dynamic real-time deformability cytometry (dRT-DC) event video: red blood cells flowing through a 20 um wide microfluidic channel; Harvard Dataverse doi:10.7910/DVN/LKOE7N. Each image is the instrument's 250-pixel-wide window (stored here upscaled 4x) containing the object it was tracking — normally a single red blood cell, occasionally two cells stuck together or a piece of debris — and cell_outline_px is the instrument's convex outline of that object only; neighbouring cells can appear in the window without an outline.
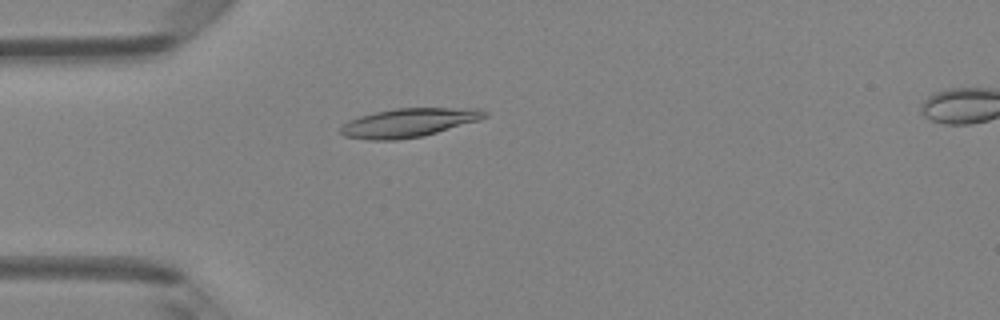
{"species": "Egyptian fruit bat (a non-hibernating species)", "species_latin": "Rousettus aegyptiacus", "temperature_condition": "room temperature", "stored_images_in_passage": 49, "camera_frame_rate_fps": 3000, "um_per_image_px": 0.085, "animal": {"sex": "female"}, "frame": {"image": 1, "passage_image": 14, "time_ms": 4.333, "image_size_px": [1000, 320], "cell_outline_px": [[488, 116], [480, 120], [424, 136], [396, 140], [372, 140], [344, 136], [340, 132], [340, 128], [348, 120], [360, 116], [376, 112], [396, 108], [480, 108], [488, 112]], "centroid_in_image_um": [34.78, 10.42], "position_along_channel_um": 50.2, "area_um2": 24.22}}
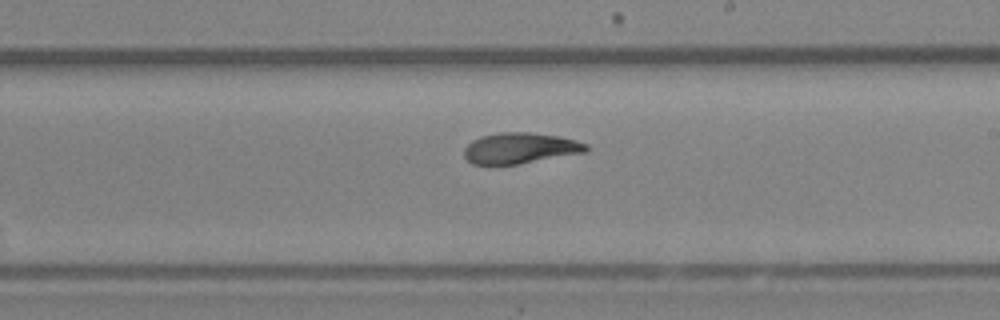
{"frame": {"image": 2, "passage_image": 29, "time_ms": 9.333, "image_size_px": [1000, 320], "cell_outline_px": [[588, 152], [516, 164], [472, 164], [464, 156], [464, 148], [472, 140], [480, 136], [500, 132], [528, 132], [560, 136], [576, 140], [588, 144]], "centroid_in_image_um": [44.23, 12.58], "position_along_channel_um": 244.8, "area_um2": 21.96}}
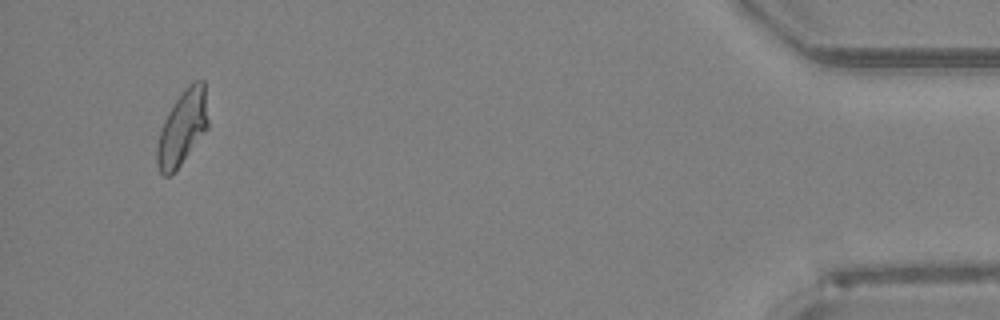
{"frame": {"image": 3, "passage_image": 47, "time_ms": 15.333, "image_size_px": [1000, 320], "cell_outline_px": [[208, 128], [172, 176], [164, 176], [160, 172], [156, 164], [156, 148], [160, 132], [164, 120], [168, 112], [184, 88], [188, 84], [196, 80], [204, 80], [208, 120]], "centroid_in_image_um": [15.49, 10.88], "position_along_channel_um": 419.7, "area_um2": 22.25}, "authors_computed_cell_mechanics": {"area_um2": 22.4842, "velocity_mm_per_s": 4.1399, "shape_relaxation_time_tau1_ms": 5.4393, "shape_relaxation_time_tau2_ms": 1.7807, "deformation_change_tau1": 0.1638, "deformation_change_tau2": 0.0662}}